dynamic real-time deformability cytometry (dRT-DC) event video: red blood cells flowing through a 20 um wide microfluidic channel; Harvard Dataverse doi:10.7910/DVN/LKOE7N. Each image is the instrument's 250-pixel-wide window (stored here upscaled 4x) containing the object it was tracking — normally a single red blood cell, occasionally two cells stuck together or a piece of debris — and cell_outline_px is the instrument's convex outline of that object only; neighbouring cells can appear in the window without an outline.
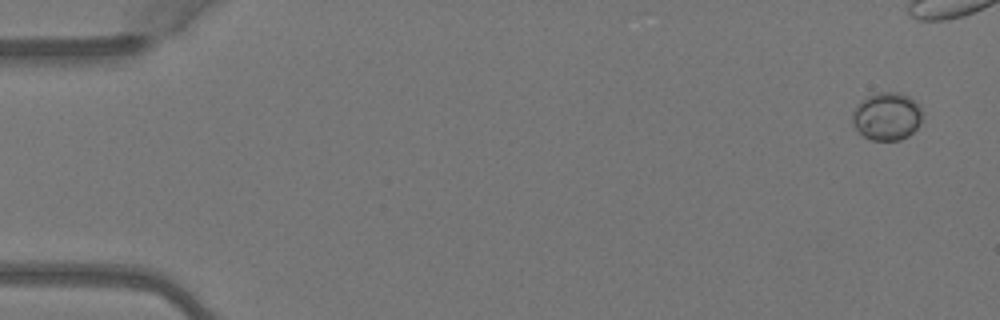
{"species": "Egyptian fruit bat (a non-hibernating species)", "species_latin": "Rousettus aegyptiacus", "temperature_condition": "warm", "stored_images_in_passage": 9, "camera_frame_rate_fps": 3000, "um_per_image_px": 0.085, "animal": {"sex": "female"}, "frame": {"image": 1, "passage_image": 1, "time_ms": 0.0, "image_size_px": [1000, 320], "cell_outline_px": [[924, 112], [920, 124], [908, 136], [900, 140], [872, 140], [864, 136], [852, 124], [852, 112], [868, 96], [880, 92], [896, 92], [908, 96], [920, 104]], "centroid_in_image_um": [75.43, 9.89], "position_along_channel_um": 9.6, "area_um2": 19.48}}
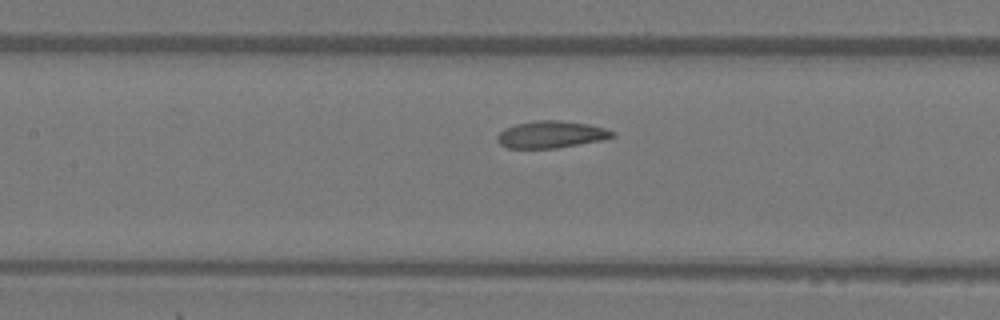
{"frame": {"image": 2, "passage_image": 8, "time_ms": 2.333, "image_size_px": [1000, 320], "cell_outline_px": [[616, 136], [600, 140], [556, 148], [508, 148], [500, 144], [496, 140], [496, 136], [504, 128], [516, 124], [536, 120], [560, 120], [588, 124], [604, 128], [616, 132]], "centroid_in_image_um": [46.82, 11.42], "position_along_channel_um": 160.6, "area_um2": 18.09}}
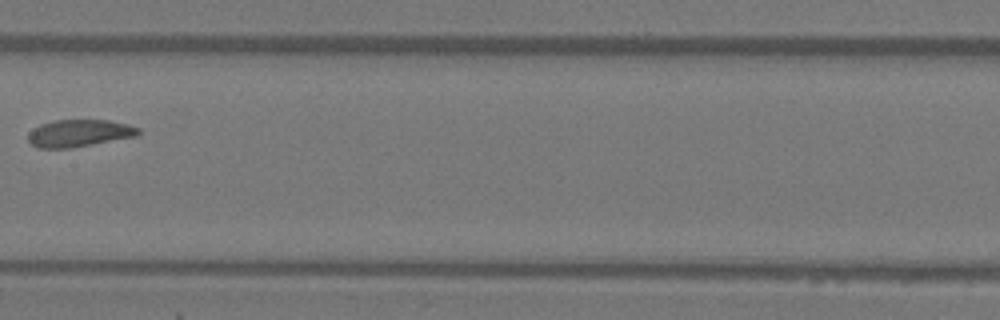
{"frame": {"image": 3, "passage_image": 9, "time_ms": 2.667, "image_size_px": [1000, 320], "cell_outline_px": [[140, 132], [136, 136], [92, 144], [68, 148], [40, 148], [32, 144], [28, 140], [28, 132], [32, 128], [40, 124], [52, 120], [108, 120], [128, 124], [140, 128]], "centroid_in_image_um": [6.7, 11.31], "position_along_channel_um": 200.7, "area_um2": 17.46}}